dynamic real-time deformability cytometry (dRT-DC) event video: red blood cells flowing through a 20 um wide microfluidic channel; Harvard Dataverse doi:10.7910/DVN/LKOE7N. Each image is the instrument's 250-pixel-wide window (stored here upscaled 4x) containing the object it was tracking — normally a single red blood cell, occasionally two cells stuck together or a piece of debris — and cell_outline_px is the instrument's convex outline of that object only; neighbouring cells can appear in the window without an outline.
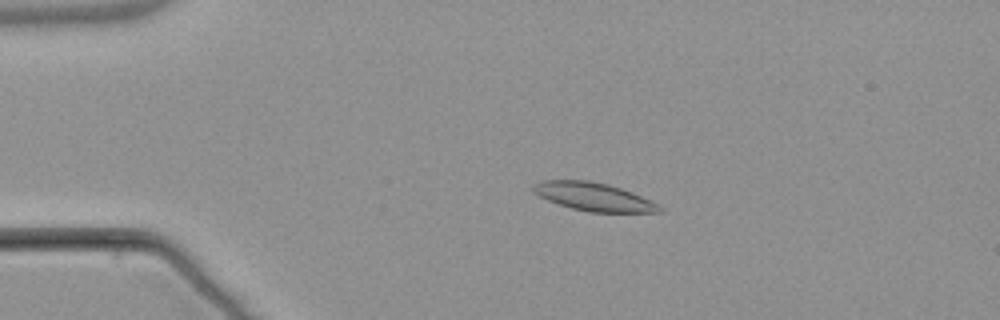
{"species": "common noctule bat (a hibernating species)", "species_latin": "Nyctalus noctula", "temperature_condition": "warm", "stored_images_in_passage": 6, "camera_frame_rate_fps": 3000, "um_per_image_px": 0.085, "animal": {"sex": "male", "body_mass_g": 21.5, "forearm_length_mm": 52.0}, "frame": {"image": 1, "passage_image": 4, "time_ms": 3.667, "image_size_px": [1000, 320], "cell_outline_px": [[664, 208], [660, 212], [588, 212], [572, 208], [548, 200], [532, 192], [532, 184], [540, 180], [588, 180], [608, 184], [632, 192]], "centroid_in_image_um": [50.4, 16.71], "position_along_channel_um": 34.6, "area_um2": 20.58}}
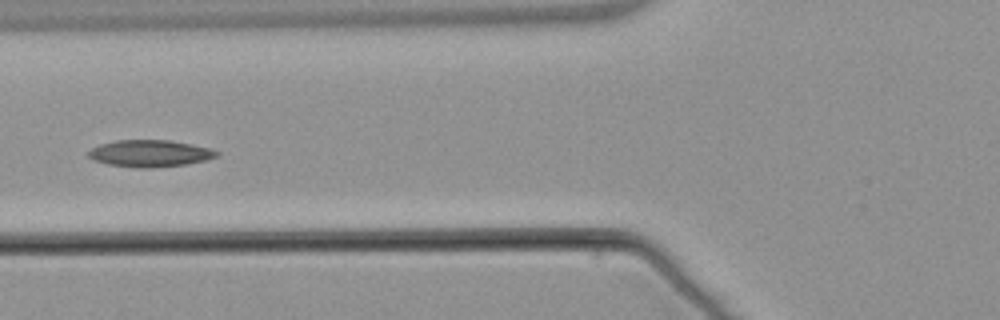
{"frame": {"image": 2, "passage_image": 6, "time_ms": 7.0, "image_size_px": [1000, 320], "cell_outline_px": [[220, 152], [216, 156], [204, 160], [188, 164], [152, 168], [140, 168], [108, 164], [96, 160], [88, 156], [88, 152], [92, 148], [100, 144], [116, 140], [168, 140], [192, 144], [208, 148]], "centroid_in_image_um": [12.74, 13.04], "position_along_channel_um": 113.1, "area_um2": 19.88}}